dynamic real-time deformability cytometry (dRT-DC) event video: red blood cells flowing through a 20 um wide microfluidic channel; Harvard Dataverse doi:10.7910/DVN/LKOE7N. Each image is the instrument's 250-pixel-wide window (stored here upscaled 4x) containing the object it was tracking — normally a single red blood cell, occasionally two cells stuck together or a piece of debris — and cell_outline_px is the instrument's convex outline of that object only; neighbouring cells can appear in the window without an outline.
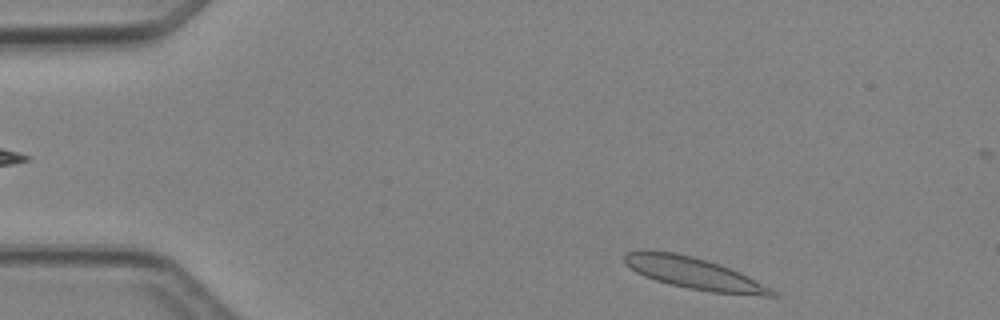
{"species": "Egyptian fruit bat (a non-hibernating species)", "species_latin": "Rousettus aegyptiacus", "temperature_condition": "cold", "stored_images_in_passage": 4, "segment_of_instrument_passage": [2, 2], "camera_frame_rate_fps": 3000, "um_per_image_px": 0.085, "animal": {"sex": "female"}, "frame": {"image": 1, "passage_image": 4, "time_ms": 4.333, "image_size_px": [1000, 320], "cell_outline_px": [[780, 296], [764, 296], [712, 292], [688, 288], [668, 284], [644, 276], [636, 272], [624, 264], [624, 256], [628, 252], [640, 248], [644, 248], [676, 252], [692, 256], [720, 264], [740, 272], [772, 288]], "centroid_in_image_um": [58.94, 23.2], "position_along_channel_um": 26.1, "area_um2": 27.63}}